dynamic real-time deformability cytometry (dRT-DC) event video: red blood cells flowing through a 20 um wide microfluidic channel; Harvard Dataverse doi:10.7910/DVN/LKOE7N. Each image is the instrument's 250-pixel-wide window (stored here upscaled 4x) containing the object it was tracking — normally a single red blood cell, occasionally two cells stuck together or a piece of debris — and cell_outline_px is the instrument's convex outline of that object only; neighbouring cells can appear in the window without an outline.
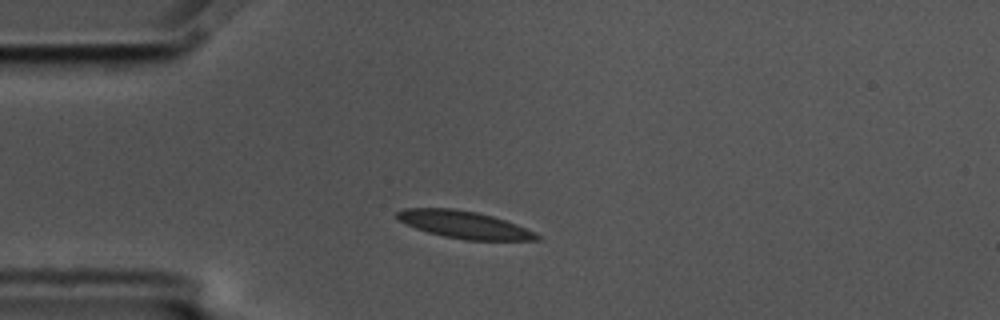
{"species": "common noctule bat (a hibernating species)", "species_latin": "Nyctalus noctula", "temperature_condition": "cold", "stored_images_in_passage": 4, "camera_frame_rate_fps": 3000, "um_per_image_px": 0.085, "animal": {"sex": "male", "body_mass_g": 17.5, "forearm_length_mm": 52.3}, "frame": {"image": 1, "passage_image": 2, "time_ms": 0.333, "image_size_px": [1000, 320], "cell_outline_px": [[540, 240], [464, 240], [444, 236], [428, 232], [416, 228], [400, 220], [396, 216], [396, 212], [404, 208], [452, 208], [476, 212], [492, 216], [516, 224], [536, 232], [540, 236]], "centroid_in_image_um": [39.48, 19.1], "position_along_channel_um": 45.5, "area_um2": 22.08}}